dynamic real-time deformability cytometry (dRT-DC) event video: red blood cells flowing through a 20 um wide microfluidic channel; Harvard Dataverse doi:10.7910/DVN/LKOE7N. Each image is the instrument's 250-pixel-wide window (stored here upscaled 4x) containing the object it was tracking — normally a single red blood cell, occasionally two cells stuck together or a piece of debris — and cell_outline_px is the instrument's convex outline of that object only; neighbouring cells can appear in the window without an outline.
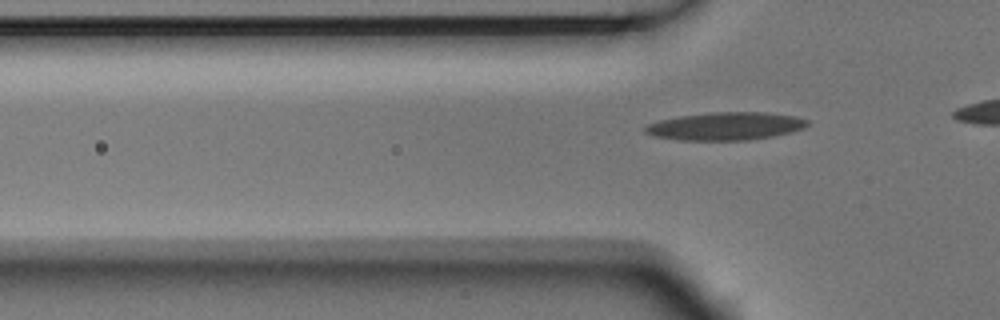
{"species": "Egyptian fruit bat (a non-hibernating species)", "species_latin": "Rousettus aegyptiacus", "temperature_condition": "room temperature", "stored_images_in_passage": 5, "segment_of_instrument_passage": [2, 2], "camera_frame_rate_fps": 3000, "um_per_image_px": 0.085, "animal": {"sex": "male"}, "frame": {"image": 1, "passage_image": 5, "time_ms": 1.333, "image_size_px": [1000, 320], "cell_outline_px": [[808, 124], [804, 128], [792, 132], [772, 136], [748, 140], [680, 140], [652, 136], [644, 132], [644, 128], [648, 124], [660, 120], [680, 116], [712, 112], [764, 112], [792, 116], [808, 120]], "centroid_in_image_um": [61.65, 10.73], "position_along_channel_um": 64.1, "area_um2": 26.24}}